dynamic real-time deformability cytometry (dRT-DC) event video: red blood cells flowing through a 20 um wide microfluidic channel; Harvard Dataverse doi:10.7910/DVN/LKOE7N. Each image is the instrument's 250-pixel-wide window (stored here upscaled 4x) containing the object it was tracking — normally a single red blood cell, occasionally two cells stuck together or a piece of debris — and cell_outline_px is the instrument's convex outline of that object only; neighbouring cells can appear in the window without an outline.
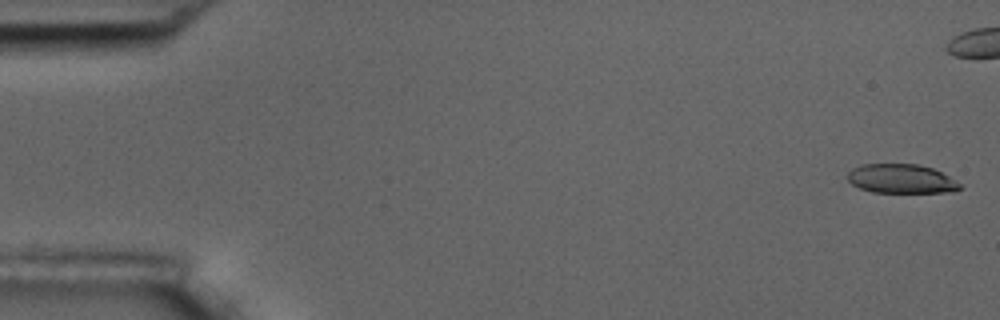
{"species": "common noctule bat (a hibernating species)", "species_latin": "Nyctalus noctula", "temperature_condition": "room temperature", "stored_images_in_passage": 10, "camera_frame_rate_fps": 3000, "um_per_image_px": 0.085, "animal": {"sex": "male", "body_mass_g": 17.5, "forearm_length_mm": 52.3}, "frame": {"image": 1, "passage_image": 1, "time_ms": 0.0, "image_size_px": [1000, 320], "cell_outline_px": [[960, 188], [952, 192], [872, 192], [860, 188], [852, 184], [848, 180], [848, 172], [852, 168], [860, 164], [916, 164], [932, 168], [948, 176], [960, 184]], "centroid_in_image_um": [76.56, 15.19], "position_along_channel_um": 8.4, "area_um2": 18.9}}
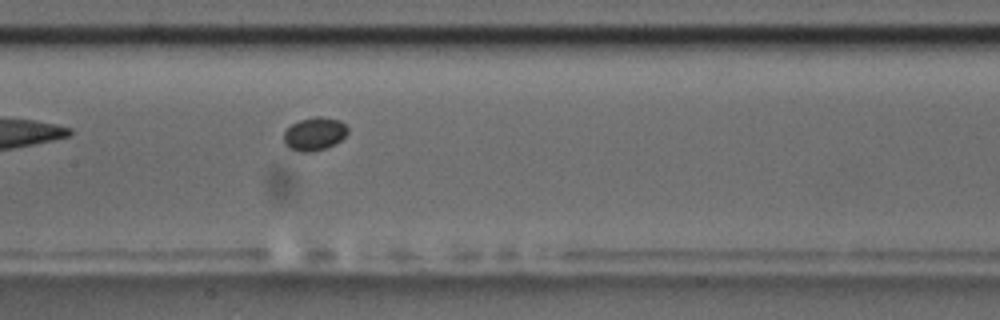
{"frame": {"image": 2, "passage_image": 10, "time_ms": 11.0, "image_size_px": [1000, 320], "cell_outline_px": [[348, 132], [340, 140], [324, 148], [312, 152], [296, 152], [288, 148], [284, 144], [284, 132], [292, 124], [300, 120], [316, 116], [320, 116], [340, 120], [348, 128]], "centroid_in_image_um": [26.7, 11.38], "position_along_channel_um": 180.7, "area_um2": 12.31}}